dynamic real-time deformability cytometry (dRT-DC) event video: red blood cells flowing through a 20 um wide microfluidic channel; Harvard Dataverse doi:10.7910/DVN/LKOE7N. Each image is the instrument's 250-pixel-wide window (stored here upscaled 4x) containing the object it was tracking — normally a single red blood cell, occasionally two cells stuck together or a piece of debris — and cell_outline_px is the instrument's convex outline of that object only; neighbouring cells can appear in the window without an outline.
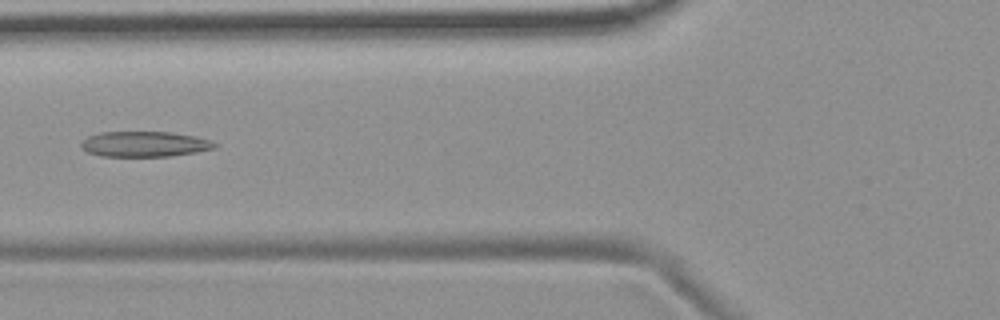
{"species": "common noctule bat (a hibernating species)", "species_latin": "Nyctalus noctula", "temperature_condition": "room temperature", "stored_images_in_passage": 6, "camera_frame_rate_fps": 3000, "um_per_image_px": 0.085, "animal": {"sex": "female", "body_mass_g": 19.9}, "frame": {"image": 1, "passage_image": 6, "time_ms": 6.667, "image_size_px": [1000, 320], "cell_outline_px": [[220, 144], [216, 148], [196, 152], [172, 156], [100, 156], [88, 152], [80, 148], [80, 144], [88, 136], [100, 132], [168, 132], [196, 136]], "centroid_in_image_um": [12.29, 12.25], "position_along_channel_um": 113.5, "area_um2": 19.83}}